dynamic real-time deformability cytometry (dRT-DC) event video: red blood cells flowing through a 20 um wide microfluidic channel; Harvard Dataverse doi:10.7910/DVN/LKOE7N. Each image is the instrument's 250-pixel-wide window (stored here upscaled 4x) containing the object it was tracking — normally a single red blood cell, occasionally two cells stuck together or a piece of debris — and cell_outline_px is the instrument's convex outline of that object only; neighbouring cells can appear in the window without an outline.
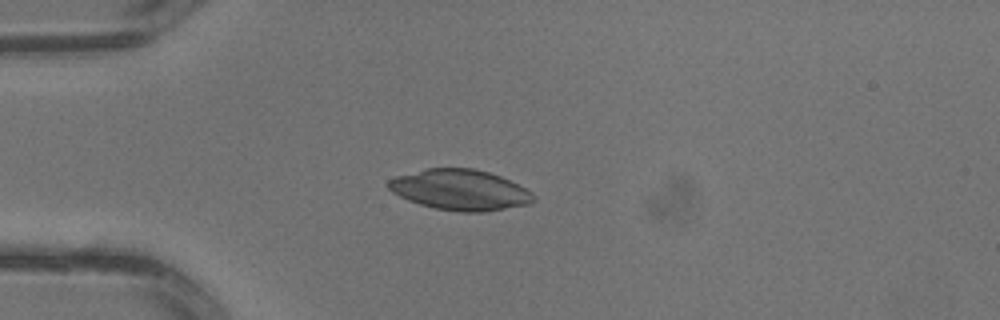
{"species": "common noctule bat (a hibernating species)", "species_latin": "Nyctalus noctula", "temperature_condition": "warm", "stored_images_in_passage": 2, "camera_frame_rate_fps": 3000, "um_per_image_px": 0.085, "animal": {"sex": "male", "body_mass_g": 13.3}, "frame": {"image": 1, "passage_image": 2, "time_ms": 0.333, "image_size_px": [1000, 320], "cell_outline_px": [[536, 200], [528, 204], [484, 212], [460, 212], [436, 208], [420, 204], [408, 200], [392, 192], [388, 188], [388, 180], [396, 176], [428, 168], [472, 168], [488, 172], [500, 176], [532, 192], [536, 196]], "centroid_in_image_um": [39.11, 16.14], "position_along_channel_um": 45.9, "area_um2": 34.1}}